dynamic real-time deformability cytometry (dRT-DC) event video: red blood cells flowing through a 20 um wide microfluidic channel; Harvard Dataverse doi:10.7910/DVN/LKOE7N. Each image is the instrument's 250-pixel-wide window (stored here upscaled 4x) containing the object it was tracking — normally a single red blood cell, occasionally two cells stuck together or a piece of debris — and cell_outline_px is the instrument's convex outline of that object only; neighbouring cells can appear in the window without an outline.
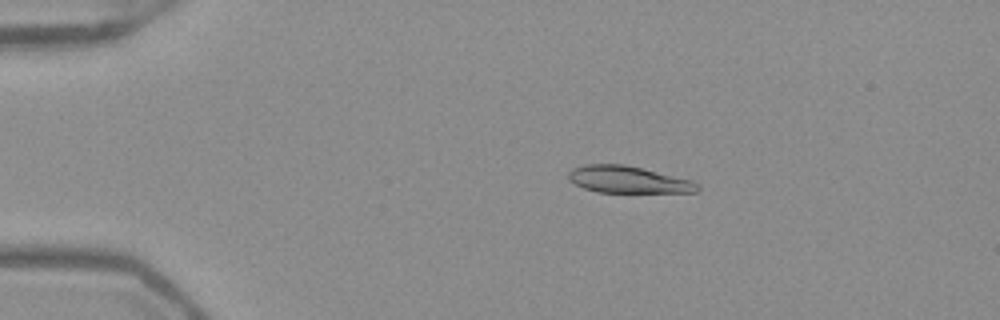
{"species": "Egyptian fruit bat (a non-hibernating species)", "species_latin": "Rousettus aegyptiacus", "temperature_condition": "warm", "stored_images_in_passage": 53, "camera_frame_rate_fps": 3000, "um_per_image_px": 0.085, "frame": {"image": 1, "passage_image": 11, "time_ms": 3.333, "image_size_px": [1000, 320], "cell_outline_px": [[700, 188], [696, 192], [596, 192], [584, 188], [568, 180], [568, 172], [572, 168], [584, 164], [624, 164], [692, 180], [700, 184]], "centroid_in_image_um": [53.37, 15.26], "position_along_channel_um": 31.6, "area_um2": 20.23}}
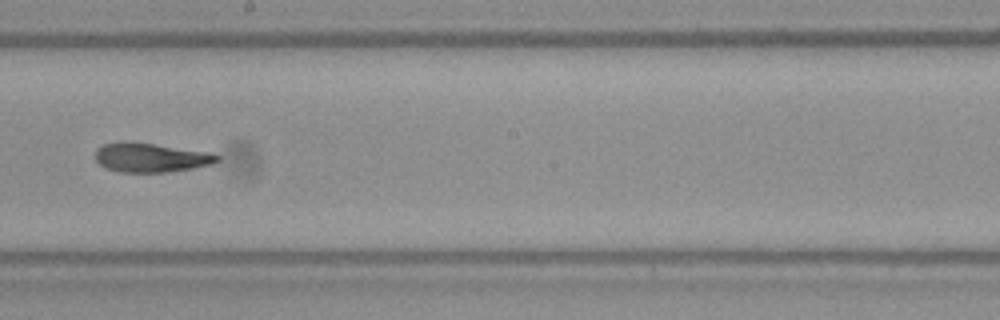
{"frame": {"image": 2, "passage_image": 31, "time_ms": 10.0, "image_size_px": [1000, 320], "cell_outline_px": [[220, 160], [212, 164], [192, 168], [168, 172], [120, 172], [104, 168], [96, 160], [96, 148], [104, 144], [124, 140], [132, 140], [212, 152], [220, 156]], "centroid_in_image_um": [12.83, 13.36], "position_along_channel_um": 235.4, "area_um2": 21.27}}
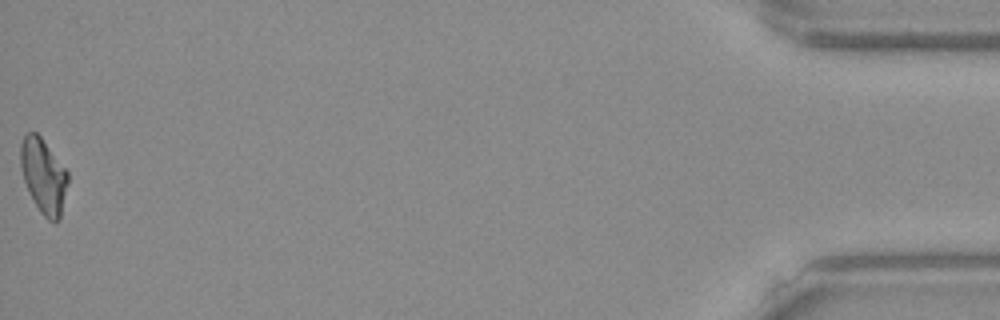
{"frame": {"image": 3, "passage_image": 53, "time_ms": 17.333, "image_size_px": [1000, 320], "cell_outline_px": [[68, 184], [60, 220], [56, 224], [48, 220], [40, 212], [28, 192], [20, 168], [20, 144], [24, 136], [28, 132], [36, 132], [40, 136], [68, 172]], "centroid_in_image_um": [3.7, 14.99], "position_along_channel_um": 431.5, "area_um2": 20.75}, "authors_computed_cell_mechanics": {"area_um2": 20.9236, "velocity_mm_per_s": 3.9495, "shape_relaxation_time_tau1_ms": null, "shape_relaxation_time_tau2_ms": 3.4372, "deformation_change_tau1": null, "deformation_change_tau2": 0.1227}}